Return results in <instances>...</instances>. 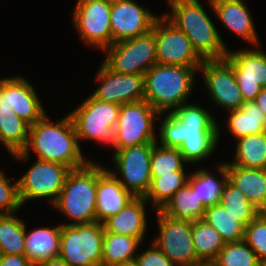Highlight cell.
I'll return each mask as SVG.
<instances>
[{"label": "cell", "instance_id": "20", "mask_svg": "<svg viewBox=\"0 0 266 266\" xmlns=\"http://www.w3.org/2000/svg\"><path fill=\"white\" fill-rule=\"evenodd\" d=\"M135 197L119 182L116 172L98 164L96 222L118 214Z\"/></svg>", "mask_w": 266, "mask_h": 266}, {"label": "cell", "instance_id": "29", "mask_svg": "<svg viewBox=\"0 0 266 266\" xmlns=\"http://www.w3.org/2000/svg\"><path fill=\"white\" fill-rule=\"evenodd\" d=\"M206 207L199 201L196 191L188 183L180 188L161 209L166 215L183 220L203 219Z\"/></svg>", "mask_w": 266, "mask_h": 266}, {"label": "cell", "instance_id": "44", "mask_svg": "<svg viewBox=\"0 0 266 266\" xmlns=\"http://www.w3.org/2000/svg\"><path fill=\"white\" fill-rule=\"evenodd\" d=\"M36 266H69V265L60 257H56L50 260H46Z\"/></svg>", "mask_w": 266, "mask_h": 266}, {"label": "cell", "instance_id": "25", "mask_svg": "<svg viewBox=\"0 0 266 266\" xmlns=\"http://www.w3.org/2000/svg\"><path fill=\"white\" fill-rule=\"evenodd\" d=\"M229 113L227 127L237 140L252 134L266 132V115L254 101L245 102L240 109Z\"/></svg>", "mask_w": 266, "mask_h": 266}, {"label": "cell", "instance_id": "1", "mask_svg": "<svg viewBox=\"0 0 266 266\" xmlns=\"http://www.w3.org/2000/svg\"><path fill=\"white\" fill-rule=\"evenodd\" d=\"M49 120L45 114L30 126L26 147L22 152L12 154L13 157L26 161L29 149H32L39 160L59 163L70 170L85 166L89 160L83 158L69 114L56 123Z\"/></svg>", "mask_w": 266, "mask_h": 266}, {"label": "cell", "instance_id": "4", "mask_svg": "<svg viewBox=\"0 0 266 266\" xmlns=\"http://www.w3.org/2000/svg\"><path fill=\"white\" fill-rule=\"evenodd\" d=\"M97 182L98 164L89 161L83 167L71 169L53 205L73 219V225L96 222Z\"/></svg>", "mask_w": 266, "mask_h": 266}, {"label": "cell", "instance_id": "38", "mask_svg": "<svg viewBox=\"0 0 266 266\" xmlns=\"http://www.w3.org/2000/svg\"><path fill=\"white\" fill-rule=\"evenodd\" d=\"M244 241L266 266V216L262 212L245 227Z\"/></svg>", "mask_w": 266, "mask_h": 266}, {"label": "cell", "instance_id": "43", "mask_svg": "<svg viewBox=\"0 0 266 266\" xmlns=\"http://www.w3.org/2000/svg\"><path fill=\"white\" fill-rule=\"evenodd\" d=\"M254 102L260 110L266 115V87L262 88L260 93L255 98Z\"/></svg>", "mask_w": 266, "mask_h": 266}, {"label": "cell", "instance_id": "39", "mask_svg": "<svg viewBox=\"0 0 266 266\" xmlns=\"http://www.w3.org/2000/svg\"><path fill=\"white\" fill-rule=\"evenodd\" d=\"M219 137H192L185 138L178 148L183 155L185 163H193L206 159L214 152Z\"/></svg>", "mask_w": 266, "mask_h": 266}, {"label": "cell", "instance_id": "28", "mask_svg": "<svg viewBox=\"0 0 266 266\" xmlns=\"http://www.w3.org/2000/svg\"><path fill=\"white\" fill-rule=\"evenodd\" d=\"M142 242L139 238L104 232L102 266H118L135 261L137 254L134 252Z\"/></svg>", "mask_w": 266, "mask_h": 266}, {"label": "cell", "instance_id": "19", "mask_svg": "<svg viewBox=\"0 0 266 266\" xmlns=\"http://www.w3.org/2000/svg\"><path fill=\"white\" fill-rule=\"evenodd\" d=\"M0 107L12 108L30 126L45 115L35 89L21 76L0 79Z\"/></svg>", "mask_w": 266, "mask_h": 266}, {"label": "cell", "instance_id": "14", "mask_svg": "<svg viewBox=\"0 0 266 266\" xmlns=\"http://www.w3.org/2000/svg\"><path fill=\"white\" fill-rule=\"evenodd\" d=\"M70 169L55 162L37 159L35 164L18 179L21 203L36 198H51L52 205L57 200Z\"/></svg>", "mask_w": 266, "mask_h": 266}, {"label": "cell", "instance_id": "34", "mask_svg": "<svg viewBox=\"0 0 266 266\" xmlns=\"http://www.w3.org/2000/svg\"><path fill=\"white\" fill-rule=\"evenodd\" d=\"M185 171H174L172 174H160L152 177L145 200H152L156 210H161L171 197L187 183Z\"/></svg>", "mask_w": 266, "mask_h": 266}, {"label": "cell", "instance_id": "10", "mask_svg": "<svg viewBox=\"0 0 266 266\" xmlns=\"http://www.w3.org/2000/svg\"><path fill=\"white\" fill-rule=\"evenodd\" d=\"M159 236L153 243L176 265L191 266L201 262L195 252L192 221L170 217L157 210Z\"/></svg>", "mask_w": 266, "mask_h": 266}, {"label": "cell", "instance_id": "47", "mask_svg": "<svg viewBox=\"0 0 266 266\" xmlns=\"http://www.w3.org/2000/svg\"><path fill=\"white\" fill-rule=\"evenodd\" d=\"M262 213L266 216V209L262 211Z\"/></svg>", "mask_w": 266, "mask_h": 266}, {"label": "cell", "instance_id": "3", "mask_svg": "<svg viewBox=\"0 0 266 266\" xmlns=\"http://www.w3.org/2000/svg\"><path fill=\"white\" fill-rule=\"evenodd\" d=\"M199 68L155 64L144 74V100L155 111L172 114L179 106L186 103L191 95L194 74Z\"/></svg>", "mask_w": 266, "mask_h": 266}, {"label": "cell", "instance_id": "40", "mask_svg": "<svg viewBox=\"0 0 266 266\" xmlns=\"http://www.w3.org/2000/svg\"><path fill=\"white\" fill-rule=\"evenodd\" d=\"M4 172L0 171V214L15 213L22 206L18 180L9 184Z\"/></svg>", "mask_w": 266, "mask_h": 266}, {"label": "cell", "instance_id": "36", "mask_svg": "<svg viewBox=\"0 0 266 266\" xmlns=\"http://www.w3.org/2000/svg\"><path fill=\"white\" fill-rule=\"evenodd\" d=\"M213 263L216 266H263L244 240L225 243Z\"/></svg>", "mask_w": 266, "mask_h": 266}, {"label": "cell", "instance_id": "37", "mask_svg": "<svg viewBox=\"0 0 266 266\" xmlns=\"http://www.w3.org/2000/svg\"><path fill=\"white\" fill-rule=\"evenodd\" d=\"M185 163L182 153L178 148H167L154 145L151 155V177L160 174H172L174 171H184Z\"/></svg>", "mask_w": 266, "mask_h": 266}, {"label": "cell", "instance_id": "35", "mask_svg": "<svg viewBox=\"0 0 266 266\" xmlns=\"http://www.w3.org/2000/svg\"><path fill=\"white\" fill-rule=\"evenodd\" d=\"M220 204L246 227L261 212L229 180L224 186Z\"/></svg>", "mask_w": 266, "mask_h": 266}, {"label": "cell", "instance_id": "33", "mask_svg": "<svg viewBox=\"0 0 266 266\" xmlns=\"http://www.w3.org/2000/svg\"><path fill=\"white\" fill-rule=\"evenodd\" d=\"M26 224L11 214H0V254L24 255Z\"/></svg>", "mask_w": 266, "mask_h": 266}, {"label": "cell", "instance_id": "21", "mask_svg": "<svg viewBox=\"0 0 266 266\" xmlns=\"http://www.w3.org/2000/svg\"><path fill=\"white\" fill-rule=\"evenodd\" d=\"M220 21L239 37L259 45L250 13L243 0H209Z\"/></svg>", "mask_w": 266, "mask_h": 266}, {"label": "cell", "instance_id": "45", "mask_svg": "<svg viewBox=\"0 0 266 266\" xmlns=\"http://www.w3.org/2000/svg\"><path fill=\"white\" fill-rule=\"evenodd\" d=\"M191 266H216L213 262H199Z\"/></svg>", "mask_w": 266, "mask_h": 266}, {"label": "cell", "instance_id": "18", "mask_svg": "<svg viewBox=\"0 0 266 266\" xmlns=\"http://www.w3.org/2000/svg\"><path fill=\"white\" fill-rule=\"evenodd\" d=\"M157 18L133 0H111L112 44L148 33Z\"/></svg>", "mask_w": 266, "mask_h": 266}, {"label": "cell", "instance_id": "5", "mask_svg": "<svg viewBox=\"0 0 266 266\" xmlns=\"http://www.w3.org/2000/svg\"><path fill=\"white\" fill-rule=\"evenodd\" d=\"M200 106L182 104L161 123L159 140L162 147L179 148L185 138L219 137L215 119Z\"/></svg>", "mask_w": 266, "mask_h": 266}, {"label": "cell", "instance_id": "8", "mask_svg": "<svg viewBox=\"0 0 266 266\" xmlns=\"http://www.w3.org/2000/svg\"><path fill=\"white\" fill-rule=\"evenodd\" d=\"M104 51V63L114 72L144 75L157 64L154 26L148 33L114 43Z\"/></svg>", "mask_w": 266, "mask_h": 266}, {"label": "cell", "instance_id": "12", "mask_svg": "<svg viewBox=\"0 0 266 266\" xmlns=\"http://www.w3.org/2000/svg\"><path fill=\"white\" fill-rule=\"evenodd\" d=\"M156 143H142L115 151L113 160L121 185L134 197H145L151 185V155Z\"/></svg>", "mask_w": 266, "mask_h": 266}, {"label": "cell", "instance_id": "2", "mask_svg": "<svg viewBox=\"0 0 266 266\" xmlns=\"http://www.w3.org/2000/svg\"><path fill=\"white\" fill-rule=\"evenodd\" d=\"M171 14H164L191 40L203 60L223 59L228 49L198 0H168Z\"/></svg>", "mask_w": 266, "mask_h": 266}, {"label": "cell", "instance_id": "6", "mask_svg": "<svg viewBox=\"0 0 266 266\" xmlns=\"http://www.w3.org/2000/svg\"><path fill=\"white\" fill-rule=\"evenodd\" d=\"M59 257L69 266H102L103 223L62 224Z\"/></svg>", "mask_w": 266, "mask_h": 266}, {"label": "cell", "instance_id": "30", "mask_svg": "<svg viewBox=\"0 0 266 266\" xmlns=\"http://www.w3.org/2000/svg\"><path fill=\"white\" fill-rule=\"evenodd\" d=\"M231 165L266 169V132L239 138Z\"/></svg>", "mask_w": 266, "mask_h": 266}, {"label": "cell", "instance_id": "27", "mask_svg": "<svg viewBox=\"0 0 266 266\" xmlns=\"http://www.w3.org/2000/svg\"><path fill=\"white\" fill-rule=\"evenodd\" d=\"M29 129L30 125L16 116L12 108L0 107V142L11 155L24 150Z\"/></svg>", "mask_w": 266, "mask_h": 266}, {"label": "cell", "instance_id": "32", "mask_svg": "<svg viewBox=\"0 0 266 266\" xmlns=\"http://www.w3.org/2000/svg\"><path fill=\"white\" fill-rule=\"evenodd\" d=\"M192 236L197 258L213 262L225 243L219 232L203 219L192 221Z\"/></svg>", "mask_w": 266, "mask_h": 266}, {"label": "cell", "instance_id": "7", "mask_svg": "<svg viewBox=\"0 0 266 266\" xmlns=\"http://www.w3.org/2000/svg\"><path fill=\"white\" fill-rule=\"evenodd\" d=\"M121 105L101 102L92 96L85 99L77 109L69 114L73 122L78 142L96 140L112 145Z\"/></svg>", "mask_w": 266, "mask_h": 266}, {"label": "cell", "instance_id": "15", "mask_svg": "<svg viewBox=\"0 0 266 266\" xmlns=\"http://www.w3.org/2000/svg\"><path fill=\"white\" fill-rule=\"evenodd\" d=\"M199 69L204 85L216 105L234 111L245 103L231 62L223 59L204 60Z\"/></svg>", "mask_w": 266, "mask_h": 266}, {"label": "cell", "instance_id": "46", "mask_svg": "<svg viewBox=\"0 0 266 266\" xmlns=\"http://www.w3.org/2000/svg\"><path fill=\"white\" fill-rule=\"evenodd\" d=\"M118 266H139V265L137 264L136 261H132V262H128V263H124V264L118 265Z\"/></svg>", "mask_w": 266, "mask_h": 266}, {"label": "cell", "instance_id": "13", "mask_svg": "<svg viewBox=\"0 0 266 266\" xmlns=\"http://www.w3.org/2000/svg\"><path fill=\"white\" fill-rule=\"evenodd\" d=\"M73 22L84 43L106 48L112 45L111 0H77Z\"/></svg>", "mask_w": 266, "mask_h": 266}, {"label": "cell", "instance_id": "17", "mask_svg": "<svg viewBox=\"0 0 266 266\" xmlns=\"http://www.w3.org/2000/svg\"><path fill=\"white\" fill-rule=\"evenodd\" d=\"M257 47L238 52L228 49L226 54L233 65L244 102L254 101L261 89L266 87V53Z\"/></svg>", "mask_w": 266, "mask_h": 266}, {"label": "cell", "instance_id": "24", "mask_svg": "<svg viewBox=\"0 0 266 266\" xmlns=\"http://www.w3.org/2000/svg\"><path fill=\"white\" fill-rule=\"evenodd\" d=\"M61 224L52 228H38L25 234L24 255L36 266L46 260L59 257Z\"/></svg>", "mask_w": 266, "mask_h": 266}, {"label": "cell", "instance_id": "42", "mask_svg": "<svg viewBox=\"0 0 266 266\" xmlns=\"http://www.w3.org/2000/svg\"><path fill=\"white\" fill-rule=\"evenodd\" d=\"M0 266H34L25 255L0 254Z\"/></svg>", "mask_w": 266, "mask_h": 266}, {"label": "cell", "instance_id": "23", "mask_svg": "<svg viewBox=\"0 0 266 266\" xmlns=\"http://www.w3.org/2000/svg\"><path fill=\"white\" fill-rule=\"evenodd\" d=\"M228 180L261 212L266 209V169L244 168L226 163Z\"/></svg>", "mask_w": 266, "mask_h": 266}, {"label": "cell", "instance_id": "31", "mask_svg": "<svg viewBox=\"0 0 266 266\" xmlns=\"http://www.w3.org/2000/svg\"><path fill=\"white\" fill-rule=\"evenodd\" d=\"M203 220L219 232L224 243L244 240L245 227L220 203L208 206Z\"/></svg>", "mask_w": 266, "mask_h": 266}, {"label": "cell", "instance_id": "16", "mask_svg": "<svg viewBox=\"0 0 266 266\" xmlns=\"http://www.w3.org/2000/svg\"><path fill=\"white\" fill-rule=\"evenodd\" d=\"M102 63L96 78L101 86L93 98L118 105L144 100V75L117 73Z\"/></svg>", "mask_w": 266, "mask_h": 266}, {"label": "cell", "instance_id": "26", "mask_svg": "<svg viewBox=\"0 0 266 266\" xmlns=\"http://www.w3.org/2000/svg\"><path fill=\"white\" fill-rule=\"evenodd\" d=\"M218 172L223 177L221 180L213 177L207 170L200 169L193 172L187 179L193 191H196L199 201L207 208L220 203L225 184L228 181L226 163L219 164Z\"/></svg>", "mask_w": 266, "mask_h": 266}, {"label": "cell", "instance_id": "22", "mask_svg": "<svg viewBox=\"0 0 266 266\" xmlns=\"http://www.w3.org/2000/svg\"><path fill=\"white\" fill-rule=\"evenodd\" d=\"M144 197H135L118 214L103 222L104 232H113L124 236L144 239L146 215Z\"/></svg>", "mask_w": 266, "mask_h": 266}, {"label": "cell", "instance_id": "9", "mask_svg": "<svg viewBox=\"0 0 266 266\" xmlns=\"http://www.w3.org/2000/svg\"><path fill=\"white\" fill-rule=\"evenodd\" d=\"M156 116L159 114L146 100L121 105L112 141L115 151L142 143H157Z\"/></svg>", "mask_w": 266, "mask_h": 266}, {"label": "cell", "instance_id": "41", "mask_svg": "<svg viewBox=\"0 0 266 266\" xmlns=\"http://www.w3.org/2000/svg\"><path fill=\"white\" fill-rule=\"evenodd\" d=\"M135 261L139 266H176L153 242L151 248L137 254Z\"/></svg>", "mask_w": 266, "mask_h": 266}, {"label": "cell", "instance_id": "11", "mask_svg": "<svg viewBox=\"0 0 266 266\" xmlns=\"http://www.w3.org/2000/svg\"><path fill=\"white\" fill-rule=\"evenodd\" d=\"M157 63L200 68L203 59L191 40L165 15L154 23Z\"/></svg>", "mask_w": 266, "mask_h": 266}]
</instances>
